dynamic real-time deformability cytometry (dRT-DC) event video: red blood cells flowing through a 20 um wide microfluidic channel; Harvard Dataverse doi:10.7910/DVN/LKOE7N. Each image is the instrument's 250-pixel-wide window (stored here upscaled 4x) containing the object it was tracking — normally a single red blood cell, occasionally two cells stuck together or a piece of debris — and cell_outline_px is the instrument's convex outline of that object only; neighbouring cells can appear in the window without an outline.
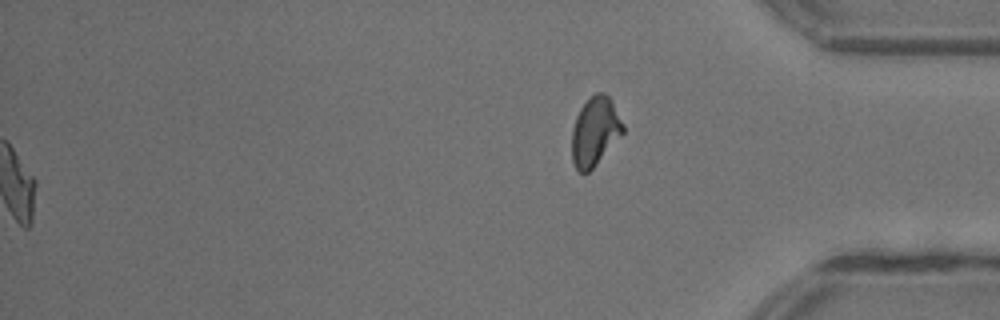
{"species": "common noctule bat (a hibernating species)", "species_latin": "Nyctalus noctula", "temperature_condition": "warm", "stored_images_in_passage": 45, "segment_of_instrument_passage": [2, 2], "camera_frame_rate_fps": 3000, "um_per_image_px": 0.085, "animal": {"sex": "female"}, "frame": {"image": 1, "passage_image": 45, "time_ms": 14.667, "image_size_px": [1000, 320], "cell_outline_px": [[624, 132], [592, 168], [588, 172], [580, 172], [576, 168], [572, 160], [572, 128], [576, 116], [580, 108], [596, 92], [604, 92], [612, 100], [624, 124]], "centroid_in_image_um": [50.57, 11.14], "position_along_channel_um": 384.6, "area_um2": 20.29}}